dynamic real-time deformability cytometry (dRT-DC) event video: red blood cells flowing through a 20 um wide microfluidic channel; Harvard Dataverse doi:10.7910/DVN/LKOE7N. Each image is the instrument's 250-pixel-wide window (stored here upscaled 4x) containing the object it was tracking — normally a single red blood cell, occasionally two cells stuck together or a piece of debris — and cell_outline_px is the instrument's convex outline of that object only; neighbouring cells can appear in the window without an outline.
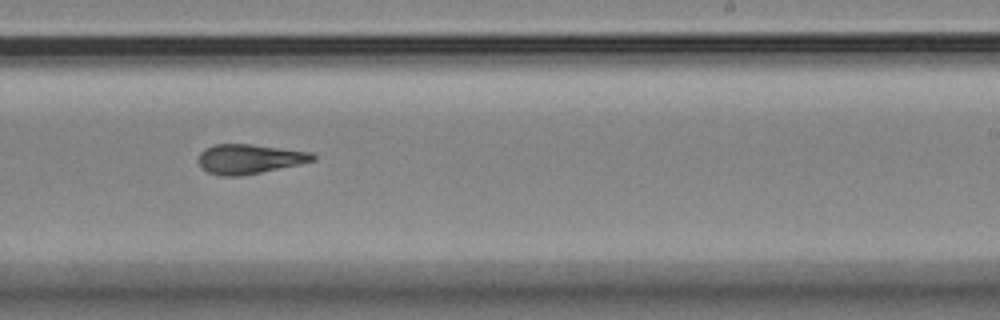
{"species": "Egyptian fruit bat (a non-hibernating species)", "species_latin": "Rousettus aegyptiacus", "temperature_condition": "room temperature", "stored_images_in_passage": 7, "camera_frame_rate_fps": 3000, "um_per_image_px": 0.085, "animal": {"sex": "female"}, "frame": {"image": 1, "passage_image": 6, "time_ms": 6.667, "image_size_px": [1000, 320], "cell_outline_px": [[316, 160], [300, 164], [240, 176], [220, 176], [208, 172], [200, 164], [200, 152], [204, 148], [212, 144], [252, 144], [312, 152], [316, 156]], "centroid_in_image_um": [21.22, 13.5], "position_along_channel_um": 267.8, "area_um2": 19.65}}
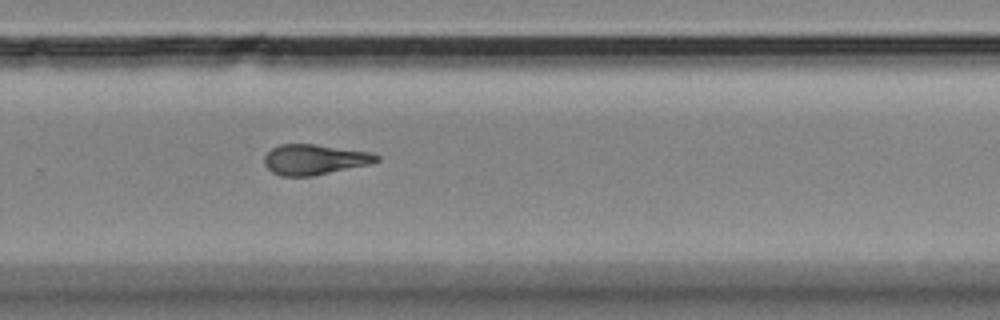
{"frame": {"image": 2, "passage_image": 7, "time_ms": 7.667, "image_size_px": [1000, 320], "cell_outline_px": [[380, 160], [368, 164], [312, 176], [280, 176], [272, 172], [264, 164], [264, 156], [272, 148], [280, 144], [312, 144], [368, 152], [380, 156]], "centroid_in_image_um": [26.68, 13.56], "position_along_channel_um": 303.1, "area_um2": 19.54}}